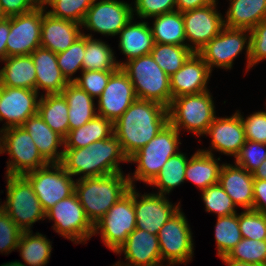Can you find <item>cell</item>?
<instances>
[{"instance_id": "obj_1", "label": "cell", "mask_w": 266, "mask_h": 266, "mask_svg": "<svg viewBox=\"0 0 266 266\" xmlns=\"http://www.w3.org/2000/svg\"><path fill=\"white\" fill-rule=\"evenodd\" d=\"M168 123L167 107L158 102L136 99L114 122V135L129 158Z\"/></svg>"}, {"instance_id": "obj_2", "label": "cell", "mask_w": 266, "mask_h": 266, "mask_svg": "<svg viewBox=\"0 0 266 266\" xmlns=\"http://www.w3.org/2000/svg\"><path fill=\"white\" fill-rule=\"evenodd\" d=\"M131 188L123 172L99 177L76 179L75 193L85 214L94 226Z\"/></svg>"}, {"instance_id": "obj_3", "label": "cell", "mask_w": 266, "mask_h": 266, "mask_svg": "<svg viewBox=\"0 0 266 266\" xmlns=\"http://www.w3.org/2000/svg\"><path fill=\"white\" fill-rule=\"evenodd\" d=\"M117 63L130 78L137 99L158 102L167 108L170 106V77L159 67L151 54Z\"/></svg>"}, {"instance_id": "obj_4", "label": "cell", "mask_w": 266, "mask_h": 266, "mask_svg": "<svg viewBox=\"0 0 266 266\" xmlns=\"http://www.w3.org/2000/svg\"><path fill=\"white\" fill-rule=\"evenodd\" d=\"M179 136V132L168 123L148 144L128 158V162L137 163L133 177L128 174L131 187H135V180L150 184L155 179L168 159L179 152Z\"/></svg>"}, {"instance_id": "obj_5", "label": "cell", "mask_w": 266, "mask_h": 266, "mask_svg": "<svg viewBox=\"0 0 266 266\" xmlns=\"http://www.w3.org/2000/svg\"><path fill=\"white\" fill-rule=\"evenodd\" d=\"M209 90L199 93L182 95L172 99L168 107V121L180 133V129L194 135L206 134L213 122L216 112L214 101Z\"/></svg>"}, {"instance_id": "obj_6", "label": "cell", "mask_w": 266, "mask_h": 266, "mask_svg": "<svg viewBox=\"0 0 266 266\" xmlns=\"http://www.w3.org/2000/svg\"><path fill=\"white\" fill-rule=\"evenodd\" d=\"M6 179V201L0 207L22 231H31L33 223L46 218V212L23 175H6Z\"/></svg>"}, {"instance_id": "obj_7", "label": "cell", "mask_w": 266, "mask_h": 266, "mask_svg": "<svg viewBox=\"0 0 266 266\" xmlns=\"http://www.w3.org/2000/svg\"><path fill=\"white\" fill-rule=\"evenodd\" d=\"M136 229L134 186L116 202L104 217L94 225L93 235L100 234L103 243L114 253Z\"/></svg>"}, {"instance_id": "obj_8", "label": "cell", "mask_w": 266, "mask_h": 266, "mask_svg": "<svg viewBox=\"0 0 266 266\" xmlns=\"http://www.w3.org/2000/svg\"><path fill=\"white\" fill-rule=\"evenodd\" d=\"M6 152L11 157L6 175H24L48 164L22 126L2 129L1 153Z\"/></svg>"}, {"instance_id": "obj_9", "label": "cell", "mask_w": 266, "mask_h": 266, "mask_svg": "<svg viewBox=\"0 0 266 266\" xmlns=\"http://www.w3.org/2000/svg\"><path fill=\"white\" fill-rule=\"evenodd\" d=\"M32 185L33 191L45 212L60 200L75 192V182L61 163H48L23 175Z\"/></svg>"}, {"instance_id": "obj_10", "label": "cell", "mask_w": 266, "mask_h": 266, "mask_svg": "<svg viewBox=\"0 0 266 266\" xmlns=\"http://www.w3.org/2000/svg\"><path fill=\"white\" fill-rule=\"evenodd\" d=\"M243 49L246 50V71H248L250 61V30L224 26L220 33L209 41L198 54L207 63L212 72L213 67L231 69L234 59Z\"/></svg>"}, {"instance_id": "obj_11", "label": "cell", "mask_w": 266, "mask_h": 266, "mask_svg": "<svg viewBox=\"0 0 266 266\" xmlns=\"http://www.w3.org/2000/svg\"><path fill=\"white\" fill-rule=\"evenodd\" d=\"M46 218L54 221L52 227L56 233L74 244L88 241L93 236L94 226L87 218L75 192L50 208L46 212Z\"/></svg>"}, {"instance_id": "obj_12", "label": "cell", "mask_w": 266, "mask_h": 266, "mask_svg": "<svg viewBox=\"0 0 266 266\" xmlns=\"http://www.w3.org/2000/svg\"><path fill=\"white\" fill-rule=\"evenodd\" d=\"M192 234L186 216L180 209L158 233L162 262L167 259L169 266L190 262L194 253Z\"/></svg>"}, {"instance_id": "obj_13", "label": "cell", "mask_w": 266, "mask_h": 266, "mask_svg": "<svg viewBox=\"0 0 266 266\" xmlns=\"http://www.w3.org/2000/svg\"><path fill=\"white\" fill-rule=\"evenodd\" d=\"M46 9L47 7L41 4L31 12L10 16L6 57L30 55L41 46L42 16Z\"/></svg>"}, {"instance_id": "obj_14", "label": "cell", "mask_w": 266, "mask_h": 266, "mask_svg": "<svg viewBox=\"0 0 266 266\" xmlns=\"http://www.w3.org/2000/svg\"><path fill=\"white\" fill-rule=\"evenodd\" d=\"M132 8L131 4L120 0H94L81 26L105 36L118 35L134 17Z\"/></svg>"}, {"instance_id": "obj_15", "label": "cell", "mask_w": 266, "mask_h": 266, "mask_svg": "<svg viewBox=\"0 0 266 266\" xmlns=\"http://www.w3.org/2000/svg\"><path fill=\"white\" fill-rule=\"evenodd\" d=\"M217 3L182 13L186 43H192L193 53H198L224 27V18L217 12Z\"/></svg>"}, {"instance_id": "obj_16", "label": "cell", "mask_w": 266, "mask_h": 266, "mask_svg": "<svg viewBox=\"0 0 266 266\" xmlns=\"http://www.w3.org/2000/svg\"><path fill=\"white\" fill-rule=\"evenodd\" d=\"M136 99L137 96L130 78L119 67L110 76L106 87L98 97L97 114L114 123Z\"/></svg>"}, {"instance_id": "obj_17", "label": "cell", "mask_w": 266, "mask_h": 266, "mask_svg": "<svg viewBox=\"0 0 266 266\" xmlns=\"http://www.w3.org/2000/svg\"><path fill=\"white\" fill-rule=\"evenodd\" d=\"M134 209L136 228L158 235L160 228L180 210V202L173 205L158 193L140 195L134 187Z\"/></svg>"}, {"instance_id": "obj_18", "label": "cell", "mask_w": 266, "mask_h": 266, "mask_svg": "<svg viewBox=\"0 0 266 266\" xmlns=\"http://www.w3.org/2000/svg\"><path fill=\"white\" fill-rule=\"evenodd\" d=\"M39 93L20 87L0 85V121L6 119L1 129L19 127L29 118L38 114Z\"/></svg>"}, {"instance_id": "obj_19", "label": "cell", "mask_w": 266, "mask_h": 266, "mask_svg": "<svg viewBox=\"0 0 266 266\" xmlns=\"http://www.w3.org/2000/svg\"><path fill=\"white\" fill-rule=\"evenodd\" d=\"M206 135L212 138L210 148L212 150L202 149L201 151L213 154L212 151L215 149L223 154L236 157L246 141L245 129L239 110L230 117L220 118L215 116Z\"/></svg>"}, {"instance_id": "obj_20", "label": "cell", "mask_w": 266, "mask_h": 266, "mask_svg": "<svg viewBox=\"0 0 266 266\" xmlns=\"http://www.w3.org/2000/svg\"><path fill=\"white\" fill-rule=\"evenodd\" d=\"M211 71L198 53H193L183 66L169 78L172 99L208 91L207 82Z\"/></svg>"}, {"instance_id": "obj_21", "label": "cell", "mask_w": 266, "mask_h": 266, "mask_svg": "<svg viewBox=\"0 0 266 266\" xmlns=\"http://www.w3.org/2000/svg\"><path fill=\"white\" fill-rule=\"evenodd\" d=\"M125 255L127 266H157L162 264L158 235L136 228L115 252Z\"/></svg>"}, {"instance_id": "obj_22", "label": "cell", "mask_w": 266, "mask_h": 266, "mask_svg": "<svg viewBox=\"0 0 266 266\" xmlns=\"http://www.w3.org/2000/svg\"><path fill=\"white\" fill-rule=\"evenodd\" d=\"M253 174L238 165L222 164L219 184L236 207L253 209Z\"/></svg>"}, {"instance_id": "obj_23", "label": "cell", "mask_w": 266, "mask_h": 266, "mask_svg": "<svg viewBox=\"0 0 266 266\" xmlns=\"http://www.w3.org/2000/svg\"><path fill=\"white\" fill-rule=\"evenodd\" d=\"M81 24L58 19L45 12L41 24V47L58 54L66 51L82 35Z\"/></svg>"}, {"instance_id": "obj_24", "label": "cell", "mask_w": 266, "mask_h": 266, "mask_svg": "<svg viewBox=\"0 0 266 266\" xmlns=\"http://www.w3.org/2000/svg\"><path fill=\"white\" fill-rule=\"evenodd\" d=\"M30 55L35 65V90L39 92V89H42L45 95L61 94L69 82L57 64L56 53L40 46Z\"/></svg>"}, {"instance_id": "obj_25", "label": "cell", "mask_w": 266, "mask_h": 266, "mask_svg": "<svg viewBox=\"0 0 266 266\" xmlns=\"http://www.w3.org/2000/svg\"><path fill=\"white\" fill-rule=\"evenodd\" d=\"M28 131L39 153L48 163H61L64 149V138L53 131L39 114L29 117L22 125Z\"/></svg>"}, {"instance_id": "obj_26", "label": "cell", "mask_w": 266, "mask_h": 266, "mask_svg": "<svg viewBox=\"0 0 266 266\" xmlns=\"http://www.w3.org/2000/svg\"><path fill=\"white\" fill-rule=\"evenodd\" d=\"M134 17L118 33L119 48L128 58L127 61L150 54L154 47V38L151 27L147 22H135Z\"/></svg>"}, {"instance_id": "obj_27", "label": "cell", "mask_w": 266, "mask_h": 266, "mask_svg": "<svg viewBox=\"0 0 266 266\" xmlns=\"http://www.w3.org/2000/svg\"><path fill=\"white\" fill-rule=\"evenodd\" d=\"M94 166V177L115 174L121 171L120 162H127L121 144L115 135L108 139L95 141L91 144Z\"/></svg>"}, {"instance_id": "obj_28", "label": "cell", "mask_w": 266, "mask_h": 266, "mask_svg": "<svg viewBox=\"0 0 266 266\" xmlns=\"http://www.w3.org/2000/svg\"><path fill=\"white\" fill-rule=\"evenodd\" d=\"M0 69V85L35 90L36 72L31 55L6 57Z\"/></svg>"}, {"instance_id": "obj_29", "label": "cell", "mask_w": 266, "mask_h": 266, "mask_svg": "<svg viewBox=\"0 0 266 266\" xmlns=\"http://www.w3.org/2000/svg\"><path fill=\"white\" fill-rule=\"evenodd\" d=\"M224 19L229 28L252 30L266 18V0H230Z\"/></svg>"}, {"instance_id": "obj_30", "label": "cell", "mask_w": 266, "mask_h": 266, "mask_svg": "<svg viewBox=\"0 0 266 266\" xmlns=\"http://www.w3.org/2000/svg\"><path fill=\"white\" fill-rule=\"evenodd\" d=\"M61 94L68 104L69 131L81 127L98 115L94 98L74 82L68 83Z\"/></svg>"}, {"instance_id": "obj_31", "label": "cell", "mask_w": 266, "mask_h": 266, "mask_svg": "<svg viewBox=\"0 0 266 266\" xmlns=\"http://www.w3.org/2000/svg\"><path fill=\"white\" fill-rule=\"evenodd\" d=\"M220 158L215 159L214 154H208L200 149L188 160L185 170V181H192L200 190L218 184L222 164Z\"/></svg>"}, {"instance_id": "obj_32", "label": "cell", "mask_w": 266, "mask_h": 266, "mask_svg": "<svg viewBox=\"0 0 266 266\" xmlns=\"http://www.w3.org/2000/svg\"><path fill=\"white\" fill-rule=\"evenodd\" d=\"M112 135H114V123L97 115L81 127L70 130L64 138L63 149L88 147L95 141L108 139Z\"/></svg>"}, {"instance_id": "obj_33", "label": "cell", "mask_w": 266, "mask_h": 266, "mask_svg": "<svg viewBox=\"0 0 266 266\" xmlns=\"http://www.w3.org/2000/svg\"><path fill=\"white\" fill-rule=\"evenodd\" d=\"M38 114L55 132L65 138L69 132L68 104L62 94L40 95Z\"/></svg>"}, {"instance_id": "obj_34", "label": "cell", "mask_w": 266, "mask_h": 266, "mask_svg": "<svg viewBox=\"0 0 266 266\" xmlns=\"http://www.w3.org/2000/svg\"><path fill=\"white\" fill-rule=\"evenodd\" d=\"M153 18L155 20L151 30L155 43L187 45L192 50V45L185 43V27L181 12L173 11Z\"/></svg>"}, {"instance_id": "obj_35", "label": "cell", "mask_w": 266, "mask_h": 266, "mask_svg": "<svg viewBox=\"0 0 266 266\" xmlns=\"http://www.w3.org/2000/svg\"><path fill=\"white\" fill-rule=\"evenodd\" d=\"M85 54L82 60V71H116L118 61L109 45L102 40L93 39L92 34H85Z\"/></svg>"}, {"instance_id": "obj_36", "label": "cell", "mask_w": 266, "mask_h": 266, "mask_svg": "<svg viewBox=\"0 0 266 266\" xmlns=\"http://www.w3.org/2000/svg\"><path fill=\"white\" fill-rule=\"evenodd\" d=\"M51 244L46 235L43 236L39 232L33 234L32 230L22 231L17 249L28 266H45L51 256Z\"/></svg>"}, {"instance_id": "obj_37", "label": "cell", "mask_w": 266, "mask_h": 266, "mask_svg": "<svg viewBox=\"0 0 266 266\" xmlns=\"http://www.w3.org/2000/svg\"><path fill=\"white\" fill-rule=\"evenodd\" d=\"M188 160V157L182 152L172 155L149 185L159 188L158 194H169L175 187L185 182Z\"/></svg>"}, {"instance_id": "obj_38", "label": "cell", "mask_w": 266, "mask_h": 266, "mask_svg": "<svg viewBox=\"0 0 266 266\" xmlns=\"http://www.w3.org/2000/svg\"><path fill=\"white\" fill-rule=\"evenodd\" d=\"M150 54L159 67L170 77L183 66L193 51L187 45L155 43Z\"/></svg>"}, {"instance_id": "obj_39", "label": "cell", "mask_w": 266, "mask_h": 266, "mask_svg": "<svg viewBox=\"0 0 266 266\" xmlns=\"http://www.w3.org/2000/svg\"><path fill=\"white\" fill-rule=\"evenodd\" d=\"M242 238L237 213L217 218L215 240L219 258L226 256Z\"/></svg>"}, {"instance_id": "obj_40", "label": "cell", "mask_w": 266, "mask_h": 266, "mask_svg": "<svg viewBox=\"0 0 266 266\" xmlns=\"http://www.w3.org/2000/svg\"><path fill=\"white\" fill-rule=\"evenodd\" d=\"M64 169L73 177L81 175L78 179L94 177L92 147L64 149L61 161Z\"/></svg>"}, {"instance_id": "obj_41", "label": "cell", "mask_w": 266, "mask_h": 266, "mask_svg": "<svg viewBox=\"0 0 266 266\" xmlns=\"http://www.w3.org/2000/svg\"><path fill=\"white\" fill-rule=\"evenodd\" d=\"M94 0H41L42 5L52 9L46 11L52 17L66 19L82 24Z\"/></svg>"}, {"instance_id": "obj_42", "label": "cell", "mask_w": 266, "mask_h": 266, "mask_svg": "<svg viewBox=\"0 0 266 266\" xmlns=\"http://www.w3.org/2000/svg\"><path fill=\"white\" fill-rule=\"evenodd\" d=\"M225 257L232 261L266 266V240L242 238Z\"/></svg>"}, {"instance_id": "obj_43", "label": "cell", "mask_w": 266, "mask_h": 266, "mask_svg": "<svg viewBox=\"0 0 266 266\" xmlns=\"http://www.w3.org/2000/svg\"><path fill=\"white\" fill-rule=\"evenodd\" d=\"M85 54V35L82 34L74 43L64 52L56 54L57 64L62 71L63 76L69 82H75L72 77L77 70L82 72V60Z\"/></svg>"}, {"instance_id": "obj_44", "label": "cell", "mask_w": 266, "mask_h": 266, "mask_svg": "<svg viewBox=\"0 0 266 266\" xmlns=\"http://www.w3.org/2000/svg\"><path fill=\"white\" fill-rule=\"evenodd\" d=\"M202 192V200L205 204L206 212H214L218 214L217 217L230 216L235 214V205L232 199L220 186V184H215L204 189Z\"/></svg>"}, {"instance_id": "obj_45", "label": "cell", "mask_w": 266, "mask_h": 266, "mask_svg": "<svg viewBox=\"0 0 266 266\" xmlns=\"http://www.w3.org/2000/svg\"><path fill=\"white\" fill-rule=\"evenodd\" d=\"M238 223L243 238L266 240V214L244 210L238 214Z\"/></svg>"}, {"instance_id": "obj_46", "label": "cell", "mask_w": 266, "mask_h": 266, "mask_svg": "<svg viewBox=\"0 0 266 266\" xmlns=\"http://www.w3.org/2000/svg\"><path fill=\"white\" fill-rule=\"evenodd\" d=\"M235 159L236 165L252 173L266 159V143L246 140Z\"/></svg>"}, {"instance_id": "obj_47", "label": "cell", "mask_w": 266, "mask_h": 266, "mask_svg": "<svg viewBox=\"0 0 266 266\" xmlns=\"http://www.w3.org/2000/svg\"><path fill=\"white\" fill-rule=\"evenodd\" d=\"M115 71H82L81 77H75V84L94 99L98 98L106 87L110 76ZM96 97V98H95Z\"/></svg>"}, {"instance_id": "obj_48", "label": "cell", "mask_w": 266, "mask_h": 266, "mask_svg": "<svg viewBox=\"0 0 266 266\" xmlns=\"http://www.w3.org/2000/svg\"><path fill=\"white\" fill-rule=\"evenodd\" d=\"M22 230L0 207V252L6 254L17 249Z\"/></svg>"}, {"instance_id": "obj_49", "label": "cell", "mask_w": 266, "mask_h": 266, "mask_svg": "<svg viewBox=\"0 0 266 266\" xmlns=\"http://www.w3.org/2000/svg\"><path fill=\"white\" fill-rule=\"evenodd\" d=\"M133 12L141 19L176 11V0H135Z\"/></svg>"}, {"instance_id": "obj_50", "label": "cell", "mask_w": 266, "mask_h": 266, "mask_svg": "<svg viewBox=\"0 0 266 266\" xmlns=\"http://www.w3.org/2000/svg\"><path fill=\"white\" fill-rule=\"evenodd\" d=\"M266 59V18L250 30L249 69Z\"/></svg>"}, {"instance_id": "obj_51", "label": "cell", "mask_w": 266, "mask_h": 266, "mask_svg": "<svg viewBox=\"0 0 266 266\" xmlns=\"http://www.w3.org/2000/svg\"><path fill=\"white\" fill-rule=\"evenodd\" d=\"M240 116L244 125L246 140L266 143V111L253 112L246 119L241 113Z\"/></svg>"}, {"instance_id": "obj_52", "label": "cell", "mask_w": 266, "mask_h": 266, "mask_svg": "<svg viewBox=\"0 0 266 266\" xmlns=\"http://www.w3.org/2000/svg\"><path fill=\"white\" fill-rule=\"evenodd\" d=\"M41 5V0H0V7L7 16L25 14Z\"/></svg>"}, {"instance_id": "obj_53", "label": "cell", "mask_w": 266, "mask_h": 266, "mask_svg": "<svg viewBox=\"0 0 266 266\" xmlns=\"http://www.w3.org/2000/svg\"><path fill=\"white\" fill-rule=\"evenodd\" d=\"M253 210L266 214V180L254 179Z\"/></svg>"}, {"instance_id": "obj_54", "label": "cell", "mask_w": 266, "mask_h": 266, "mask_svg": "<svg viewBox=\"0 0 266 266\" xmlns=\"http://www.w3.org/2000/svg\"><path fill=\"white\" fill-rule=\"evenodd\" d=\"M214 2L217 1L216 0H176V11L183 13L185 11L204 7Z\"/></svg>"}, {"instance_id": "obj_55", "label": "cell", "mask_w": 266, "mask_h": 266, "mask_svg": "<svg viewBox=\"0 0 266 266\" xmlns=\"http://www.w3.org/2000/svg\"><path fill=\"white\" fill-rule=\"evenodd\" d=\"M10 33V17L0 22V61L6 58V43Z\"/></svg>"}, {"instance_id": "obj_56", "label": "cell", "mask_w": 266, "mask_h": 266, "mask_svg": "<svg viewBox=\"0 0 266 266\" xmlns=\"http://www.w3.org/2000/svg\"><path fill=\"white\" fill-rule=\"evenodd\" d=\"M254 179L266 180V159L253 172Z\"/></svg>"}, {"instance_id": "obj_57", "label": "cell", "mask_w": 266, "mask_h": 266, "mask_svg": "<svg viewBox=\"0 0 266 266\" xmlns=\"http://www.w3.org/2000/svg\"><path fill=\"white\" fill-rule=\"evenodd\" d=\"M221 260L226 263L227 266H262L257 264H249V263H243V262H237L227 259L225 256L221 257Z\"/></svg>"}, {"instance_id": "obj_58", "label": "cell", "mask_w": 266, "mask_h": 266, "mask_svg": "<svg viewBox=\"0 0 266 266\" xmlns=\"http://www.w3.org/2000/svg\"><path fill=\"white\" fill-rule=\"evenodd\" d=\"M1 266H27L26 264L24 263H21L19 262L18 260L17 261H13V262H8V263H5Z\"/></svg>"}, {"instance_id": "obj_59", "label": "cell", "mask_w": 266, "mask_h": 266, "mask_svg": "<svg viewBox=\"0 0 266 266\" xmlns=\"http://www.w3.org/2000/svg\"><path fill=\"white\" fill-rule=\"evenodd\" d=\"M7 16L3 13L1 7H0V22H2L4 19H6Z\"/></svg>"}, {"instance_id": "obj_60", "label": "cell", "mask_w": 266, "mask_h": 266, "mask_svg": "<svg viewBox=\"0 0 266 266\" xmlns=\"http://www.w3.org/2000/svg\"><path fill=\"white\" fill-rule=\"evenodd\" d=\"M1 145H2V129H0V154L1 153Z\"/></svg>"}, {"instance_id": "obj_61", "label": "cell", "mask_w": 266, "mask_h": 266, "mask_svg": "<svg viewBox=\"0 0 266 266\" xmlns=\"http://www.w3.org/2000/svg\"><path fill=\"white\" fill-rule=\"evenodd\" d=\"M113 266H127V265H124L123 263L121 264L120 261H118L117 263H115Z\"/></svg>"}]
</instances>
